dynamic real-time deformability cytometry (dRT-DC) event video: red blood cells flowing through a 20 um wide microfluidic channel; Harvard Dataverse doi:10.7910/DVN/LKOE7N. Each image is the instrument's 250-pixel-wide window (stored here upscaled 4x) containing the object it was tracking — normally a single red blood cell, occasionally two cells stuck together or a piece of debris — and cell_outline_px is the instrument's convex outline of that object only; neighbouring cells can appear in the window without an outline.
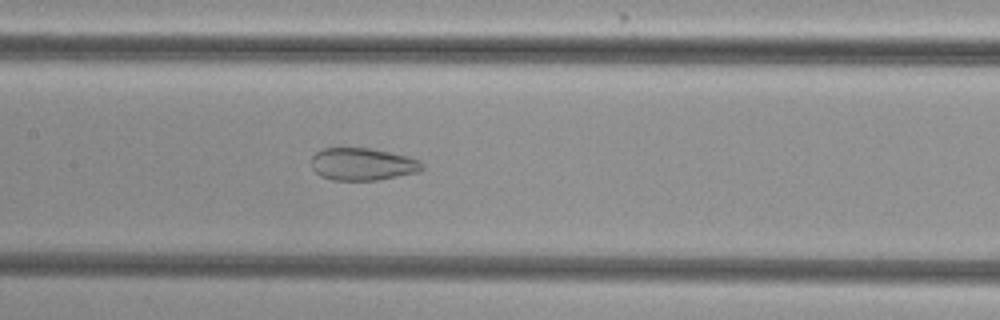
{"species": "common noctule bat (a hibernating species)", "species_latin": "Nyctalus noctula", "temperature_condition": "cold", "stored_images_in_passage": 52, "camera_frame_rate_fps": 3000, "um_per_image_px": 0.085, "animal": {"sex": "female", "body_mass_g": 29.2, "forearm_length_mm": 56.3}, "frame": {"image": 1, "passage_image": 24, "time_ms": 7.667, "image_size_px": [1000, 320], "cell_outline_px": [[424, 168], [420, 172], [380, 180], [332, 180], [320, 176], [312, 168], [312, 156], [316, 152], [324, 148], [372, 148], [408, 156], [420, 160], [424, 164]], "centroid_in_image_um": [30.86, 13.96], "position_along_channel_um": 176.5, "area_um2": 21.21}}
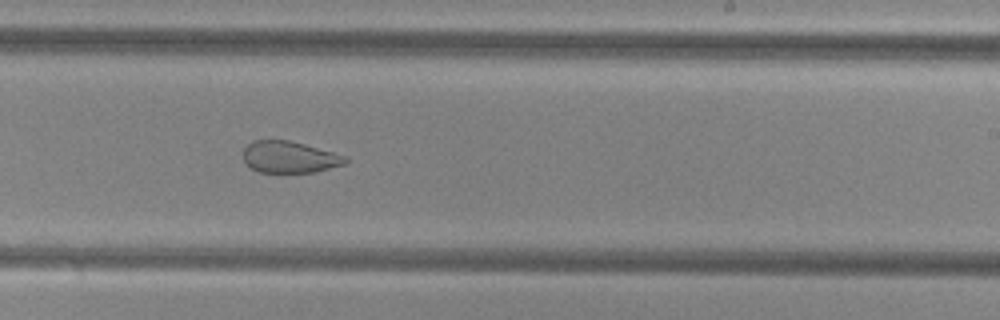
{"frame": {"image": 2, "passage_image": 31, "time_ms": 10.0, "image_size_px": [1000, 320], "cell_outline_px": [[348, 160], [344, 164], [316, 172], [260, 172], [252, 168], [244, 160], [244, 148], [252, 140], [288, 140], [304, 144], [348, 156]], "centroid_in_image_um": [24.63, 13.34], "position_along_channel_um": 264.4, "area_um2": 18.73}}
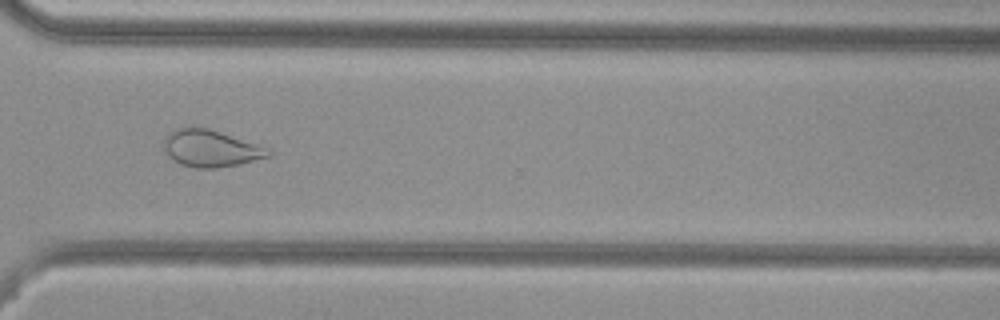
{"frame": {"image": 3, "passage_image": 38, "time_ms": 12.333, "image_size_px": [1000, 320], "cell_outline_px": [[272, 156], [240, 164], [216, 168], [196, 168], [180, 164], [172, 160], [168, 156], [164, 148], [164, 136], [168, 132], [176, 128], [208, 128], [268, 148], [272, 152]], "centroid_in_image_um": [17.89, 12.63], "position_along_channel_um": 352.7, "area_um2": 22.43}, "authors_computed_cell_mechanics": {"area_um2": 27.0215, "velocity_mm_per_s": 3.7784, "shape_relaxation_time_tau1_ms": null, "shape_relaxation_time_tau2_ms": 1.7623, "deformation_change_tau1": null, "deformation_change_tau2": 0.0811}}